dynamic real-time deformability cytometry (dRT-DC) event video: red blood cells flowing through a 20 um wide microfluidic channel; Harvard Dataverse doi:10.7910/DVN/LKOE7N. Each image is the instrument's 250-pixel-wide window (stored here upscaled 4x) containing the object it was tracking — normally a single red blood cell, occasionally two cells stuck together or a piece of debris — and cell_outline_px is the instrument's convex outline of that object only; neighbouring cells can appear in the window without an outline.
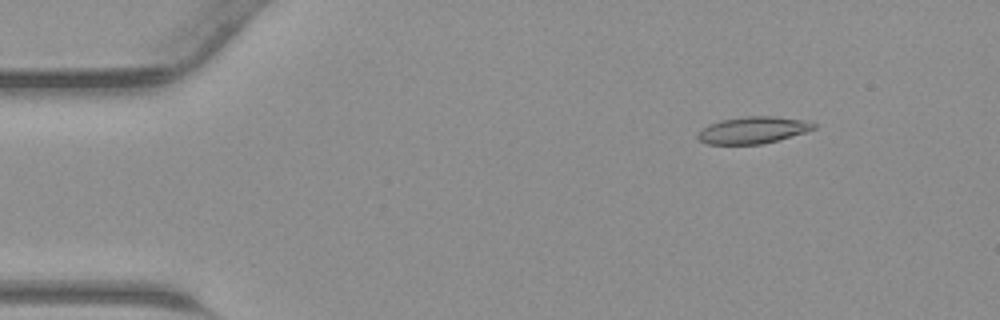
{"species": "common noctule bat (a hibernating species)", "species_latin": "Nyctalus noctula", "temperature_condition": "warm", "stored_images_in_passage": 12, "camera_frame_rate_fps": 3000, "um_per_image_px": 0.085, "animal": {"sex": "male", "body_mass_g": 23.1, "forearm_length_mm": 52.7}, "frame": {"image": 1, "passage_image": 4, "time_ms": 1.0, "image_size_px": [1000, 320], "cell_outline_px": [[816, 128], [804, 132], [764, 144], [708, 144], [700, 140], [696, 136], [704, 128], [720, 120], [744, 116], [772, 116], [808, 120], [816, 124]], "centroid_in_image_um": [64.04, 11.05], "position_along_channel_um": 21.0, "area_um2": 17.98}}
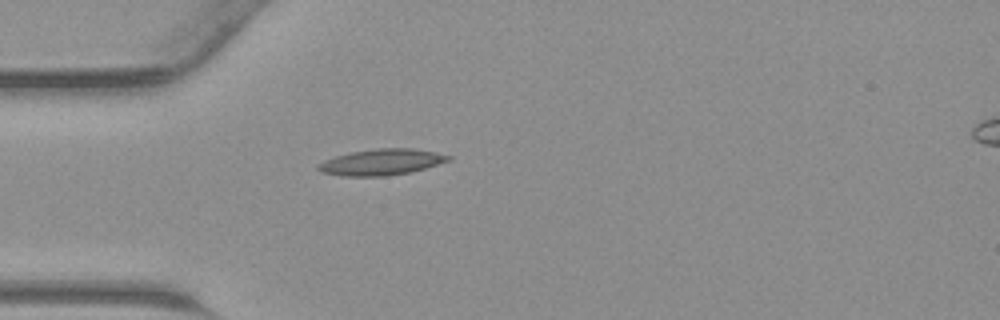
{"frame": {"image": 2, "passage_image": 11, "time_ms": 3.333, "image_size_px": [1000, 320], "cell_outline_px": [[452, 160], [412, 172], [384, 176], [340, 176], [324, 172], [316, 168], [316, 164], [324, 160], [348, 152], [376, 148], [412, 148], [436, 152], [452, 156]], "centroid_in_image_um": [32.43, 13.77], "position_along_channel_um": 52.6, "area_um2": 20.0}}